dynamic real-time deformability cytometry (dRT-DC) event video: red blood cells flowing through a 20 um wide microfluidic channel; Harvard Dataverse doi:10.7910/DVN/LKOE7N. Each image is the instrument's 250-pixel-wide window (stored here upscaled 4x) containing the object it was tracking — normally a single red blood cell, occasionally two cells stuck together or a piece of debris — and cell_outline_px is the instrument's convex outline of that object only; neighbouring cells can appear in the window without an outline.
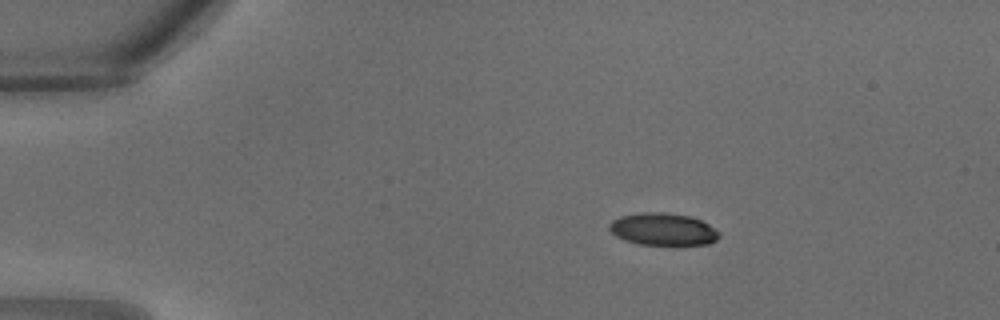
{"species": "common noctule bat (a hibernating species)", "species_latin": "Nyctalus noctula", "temperature_condition": "warm", "stored_images_in_passage": 27, "camera_frame_rate_fps": 3000, "um_per_image_px": 0.085, "animal": {"sex": "male", "body_mass_g": 18.8}, "frame": {"image": 1, "passage_image": 1, "time_ms": 0.0, "image_size_px": [1000, 320], "cell_outline_px": [[720, 236], [716, 240], [708, 244], [672, 248], [640, 244], [624, 240], [616, 236], [608, 228], [608, 224], [612, 220], [620, 216], [644, 212], [664, 212], [688, 216], [700, 220], [708, 224], [720, 232]], "centroid_in_image_um": [56.38, 19.54], "position_along_channel_um": 28.6, "area_um2": 21.5}}
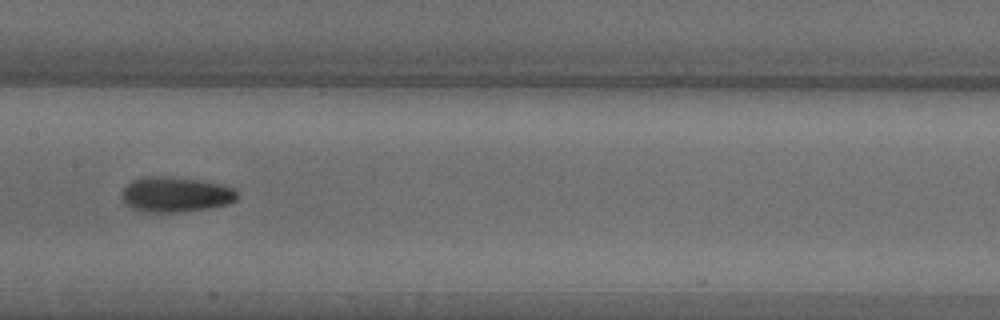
{"frame": {"image": 2, "passage_image": 12, "time_ms": 3.667, "image_size_px": [1000, 320], "cell_outline_px": [[236, 200], [228, 204], [212, 208], [180, 212], [148, 212], [132, 208], [124, 200], [124, 188], [132, 180], [144, 176], [172, 176], [204, 180], [220, 184], [232, 188], [236, 192]], "centroid_in_image_um": [14.96, 16.52], "position_along_channel_um": 192.4, "area_um2": 23.64}}
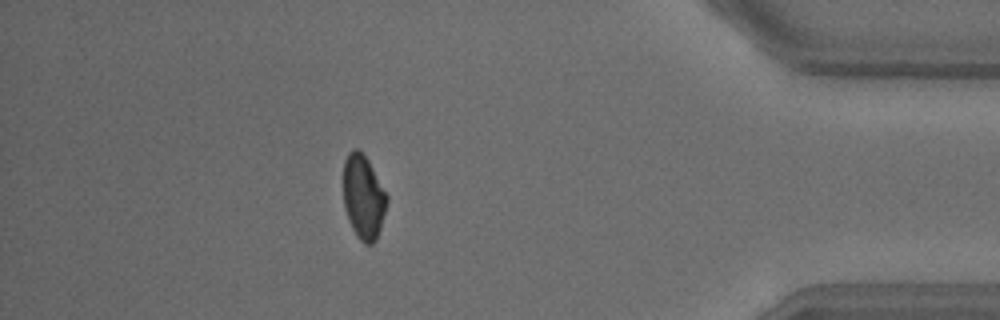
{"frame": {"image": 3, "passage_image": 24, "time_ms": 7.667, "image_size_px": [1000, 320], "cell_outline_px": [[388, 200], [380, 228], [376, 240], [372, 244], [364, 244], [356, 236], [348, 220], [344, 208], [344, 160], [348, 152], [352, 148], [356, 148], [368, 160], [388, 196]], "centroid_in_image_um": [30.88, 16.76], "position_along_channel_um": 404.3, "area_um2": 21.27}}